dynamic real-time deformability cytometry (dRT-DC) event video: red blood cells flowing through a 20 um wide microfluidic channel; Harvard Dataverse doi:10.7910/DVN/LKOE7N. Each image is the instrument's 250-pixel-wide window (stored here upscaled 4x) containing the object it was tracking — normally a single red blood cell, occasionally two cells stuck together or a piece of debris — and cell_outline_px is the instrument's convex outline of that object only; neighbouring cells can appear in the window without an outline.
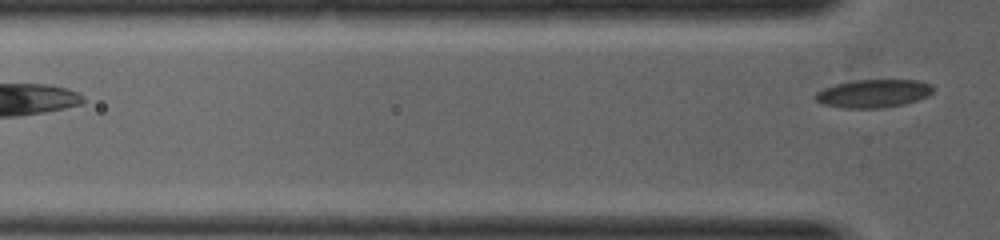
{"species": "common noctule bat (a hibernating species)", "species_latin": "Nyctalus noctula", "temperature_condition": "warm", "stored_images_in_passage": 2, "camera_frame_rate_fps": 5000, "um_per_image_px": 0.085, "animal": {"sex": "female", "body_mass_g": 19.0, "forearm_length_mm": 53.3}, "frame": {"image": 1, "passage_image": 2, "time_ms": 0.6, "image_size_px": [1000, 240], "cell_outline_px": [[932, 92], [928, 96], [904, 104], [884, 108], [844, 108], [824, 104], [816, 100], [812, 96], [816, 92], [824, 88], [836, 84], [852, 80], [916, 80], [932, 84]], "centroid_in_image_um": [74.22, 7.94], "position_along_channel_um": 51.6, "area_um2": 19.31}}